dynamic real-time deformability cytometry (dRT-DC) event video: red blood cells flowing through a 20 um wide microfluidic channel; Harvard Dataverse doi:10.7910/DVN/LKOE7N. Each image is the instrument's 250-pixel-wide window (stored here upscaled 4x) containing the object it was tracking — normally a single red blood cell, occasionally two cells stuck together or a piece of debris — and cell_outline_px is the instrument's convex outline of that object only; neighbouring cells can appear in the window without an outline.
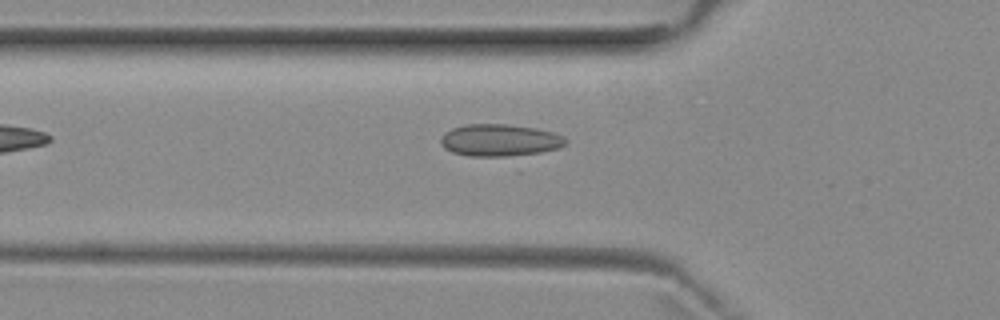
{"species": "common noctule bat (a hibernating species)", "species_latin": "Nyctalus noctula", "temperature_condition": "room temperature", "stored_images_in_passage": 37, "camera_frame_rate_fps": 3000, "um_per_image_px": 0.085, "animal": {"sex": "female", "body_mass_g": 29.2, "forearm_length_mm": 56.3}, "frame": {"image": 1, "passage_image": 2, "time_ms": 0.333, "image_size_px": [1000, 320], "cell_outline_px": [[568, 144], [560, 148], [520, 156], [468, 156], [452, 152], [444, 148], [440, 144], [440, 136], [444, 132], [452, 128], [464, 124], [508, 124], [536, 128], [552, 132], [564, 136], [568, 140]], "centroid_in_image_um": [42.48, 11.92], "position_along_channel_um": 83.3, "area_um2": 23.81}}
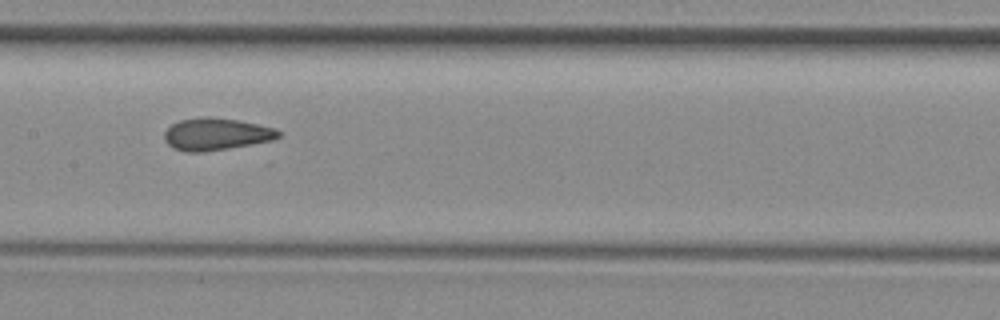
{"frame": {"image": 2, "passage_image": 10, "time_ms": 3.0, "image_size_px": [1000, 320], "cell_outline_px": [[280, 136], [272, 140], [252, 144], [204, 152], [184, 152], [168, 144], [164, 140], [164, 132], [172, 124], [180, 120], [200, 116], [208, 116], [240, 120], [276, 128], [280, 132]], "centroid_in_image_um": [18.37, 11.39], "position_along_channel_um": 189.0, "area_um2": 21.5}}
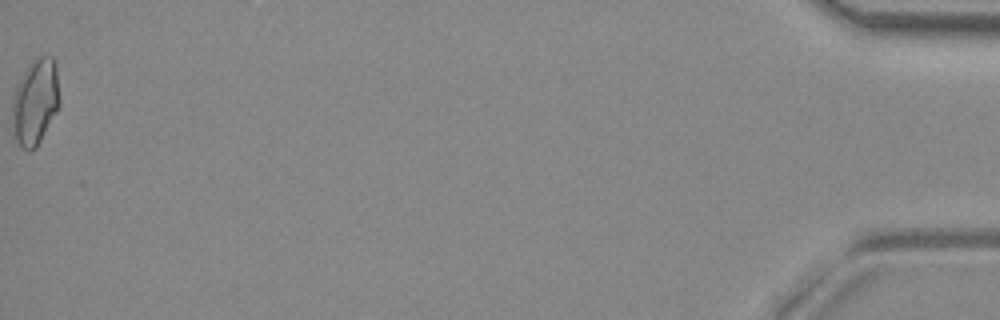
{"frame": {"image": 3, "passage_image": 37, "time_ms": 12.0, "image_size_px": [1000, 320], "cell_outline_px": [[60, 104], [56, 112], [36, 148], [20, 148], [12, 132], [12, 96], [16, 84], [28, 64], [36, 56], [52, 56], [56, 64], [60, 100]], "centroid_in_image_um": [2.98, 8.62], "position_along_channel_um": 432.2, "area_um2": 24.04}}